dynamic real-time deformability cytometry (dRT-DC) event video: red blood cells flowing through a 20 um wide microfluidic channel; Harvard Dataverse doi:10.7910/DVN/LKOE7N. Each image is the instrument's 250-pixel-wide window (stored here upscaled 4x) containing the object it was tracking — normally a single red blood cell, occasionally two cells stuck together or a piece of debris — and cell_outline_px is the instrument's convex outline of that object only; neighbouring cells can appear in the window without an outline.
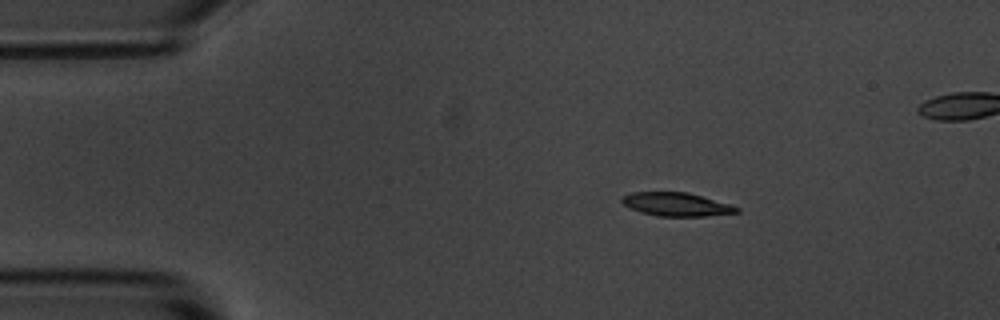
{"species": "common noctule bat (a hibernating species)", "species_latin": "Nyctalus noctula", "temperature_condition": "room temperature", "stored_images_in_passage": 6, "camera_frame_rate_fps": 3000, "um_per_image_px": 0.085, "animal": {"sex": "male", "body_mass_g": 20.1, "forearm_length_mm": 53.5}, "frame": {"image": 1, "passage_image": 3, "time_ms": 2.333, "image_size_px": [1000, 320], "cell_outline_px": [[740, 212], [704, 216], [656, 216], [640, 212], [628, 208], [620, 200], [620, 196], [632, 192], [688, 192], [728, 204], [740, 208]], "centroid_in_image_um": [57.42, 17.37], "position_along_channel_um": 27.6, "area_um2": 15.72}}